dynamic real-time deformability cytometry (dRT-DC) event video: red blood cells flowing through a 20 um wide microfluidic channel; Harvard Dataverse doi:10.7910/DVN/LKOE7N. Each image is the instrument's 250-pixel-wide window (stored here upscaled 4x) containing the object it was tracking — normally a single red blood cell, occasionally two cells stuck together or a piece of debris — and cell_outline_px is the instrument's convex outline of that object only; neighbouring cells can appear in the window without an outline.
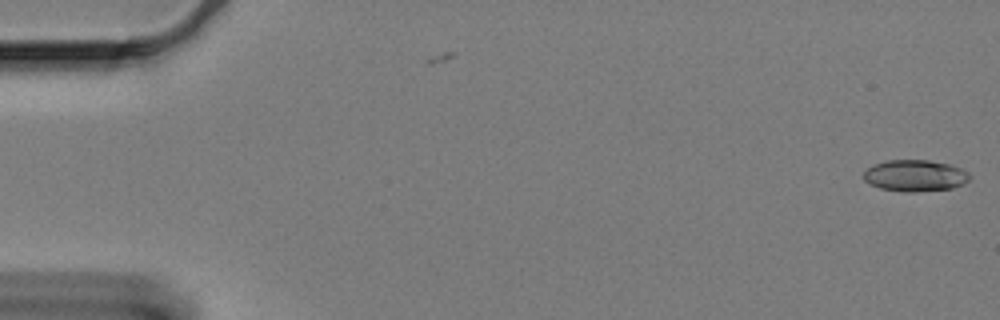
{"species": "Egyptian fruit bat (a non-hibernating species)", "species_latin": "Rousettus aegyptiacus", "temperature_condition": "cold", "stored_images_in_passage": 4, "camera_frame_rate_fps": 3000, "um_per_image_px": 0.085, "animal": {"sex": "female"}, "frame": {"image": 1, "passage_image": 4, "time_ms": 1.0, "image_size_px": [1000, 320], "cell_outline_px": [[968, 180], [952, 188], [912, 192], [880, 188], [864, 180], [864, 172], [872, 164], [888, 160], [928, 160], [948, 164], [960, 168], [968, 172]], "centroid_in_image_um": [77.75, 14.91], "position_along_channel_um": 7.3, "area_um2": 19.07}}